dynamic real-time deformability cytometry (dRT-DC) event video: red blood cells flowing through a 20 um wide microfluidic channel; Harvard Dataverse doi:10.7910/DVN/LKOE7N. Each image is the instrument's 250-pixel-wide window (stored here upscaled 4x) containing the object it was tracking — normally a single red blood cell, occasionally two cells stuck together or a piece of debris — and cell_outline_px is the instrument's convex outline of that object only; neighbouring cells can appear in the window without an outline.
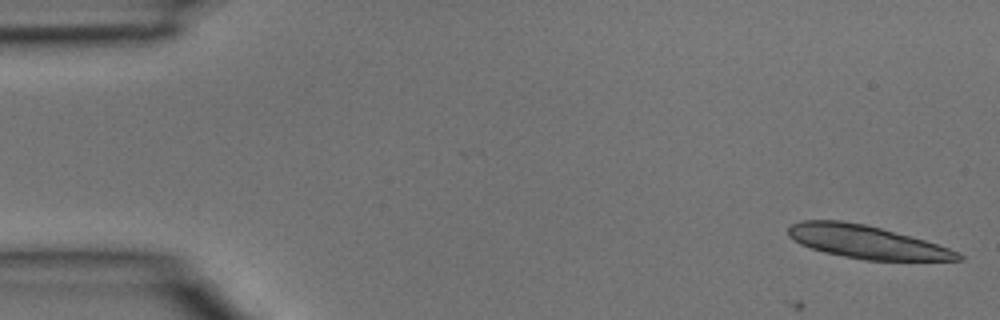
{"species": "common noctule bat (a hibernating species)", "species_latin": "Nyctalus noctula", "temperature_condition": "room temperature", "stored_images_in_passage": 4, "camera_frame_rate_fps": 3000, "um_per_image_px": 0.085, "animal": {"sex": "male", "body_mass_g": 15.6}, "frame": {"image": 1, "passage_image": 1, "time_ms": 0.0, "image_size_px": [1000, 320], "cell_outline_px": [[964, 260], [864, 260], [824, 252], [800, 244], [788, 236], [788, 228], [792, 224], [800, 220], [840, 220], [864, 224], [880, 228], [924, 240], [960, 252], [964, 256]], "centroid_in_image_um": [73.64, 20.56], "position_along_channel_um": 11.4, "area_um2": 32.37}}